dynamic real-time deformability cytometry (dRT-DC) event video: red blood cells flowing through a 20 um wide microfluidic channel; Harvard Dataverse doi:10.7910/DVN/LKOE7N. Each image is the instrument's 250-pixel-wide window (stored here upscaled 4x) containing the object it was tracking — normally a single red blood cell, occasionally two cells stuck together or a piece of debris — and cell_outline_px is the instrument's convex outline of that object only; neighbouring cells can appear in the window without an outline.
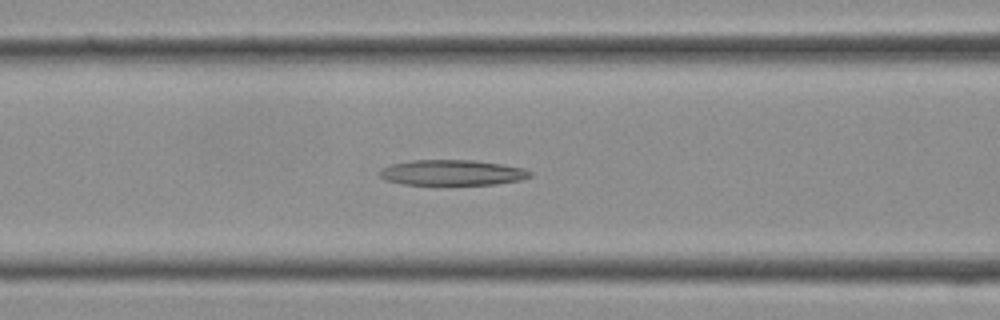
{"species": "Egyptian fruit bat (a non-hibernating species)", "species_latin": "Rousettus aegyptiacus", "temperature_condition": "cold", "stored_images_in_passage": 29, "camera_frame_rate_fps": 3000, "um_per_image_px": 0.085, "frame": {"image": 1, "passage_image": 11, "time_ms": 3.333, "image_size_px": [1000, 320], "cell_outline_px": [[532, 176], [520, 180], [496, 184], [404, 184], [384, 180], [380, 176], [380, 172], [384, 168], [392, 164], [412, 160], [472, 160], [500, 164], [524, 168], [532, 172]], "centroid_in_image_um": [38.46, 14.67], "position_along_channel_um": 128.1, "area_um2": 22.08}}
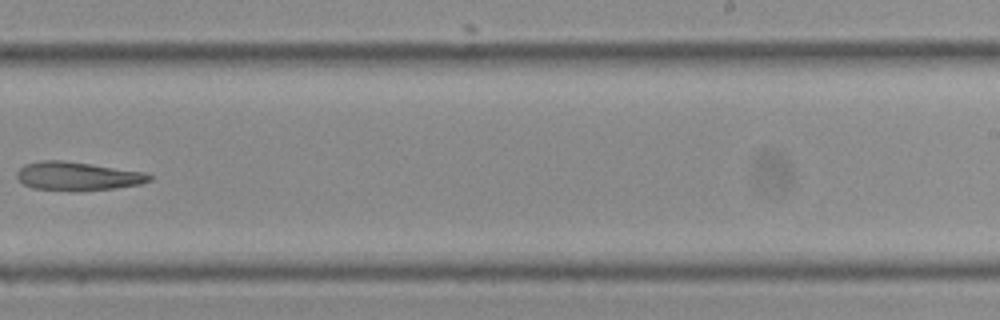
{"frame": {"image": 2, "passage_image": 18, "time_ms": 5.667, "image_size_px": [1000, 320], "cell_outline_px": [[152, 180], [140, 184], [116, 188], [72, 192], [32, 188], [24, 184], [16, 176], [16, 172], [24, 164], [44, 160], [64, 160], [92, 164], [144, 172], [152, 176]], "centroid_in_image_um": [6.58, 14.98], "position_along_channel_um": 282.4, "area_um2": 22.31}}
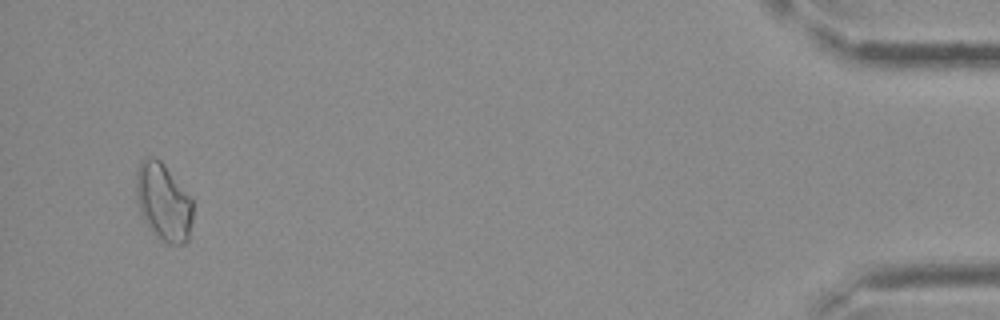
{"frame": {"image": 3, "passage_image": 28, "time_ms": 9.0, "image_size_px": [1000, 320], "cell_outline_px": [[192, 220], [188, 240], [184, 244], [168, 244], [156, 236], [152, 232], [144, 220], [140, 212], [136, 200], [136, 172], [140, 160], [144, 156], [152, 156], [160, 160], [164, 164], [192, 200]], "centroid_in_image_um": [13.86, 17.16], "position_along_channel_um": 421.3, "area_um2": 25.66}}